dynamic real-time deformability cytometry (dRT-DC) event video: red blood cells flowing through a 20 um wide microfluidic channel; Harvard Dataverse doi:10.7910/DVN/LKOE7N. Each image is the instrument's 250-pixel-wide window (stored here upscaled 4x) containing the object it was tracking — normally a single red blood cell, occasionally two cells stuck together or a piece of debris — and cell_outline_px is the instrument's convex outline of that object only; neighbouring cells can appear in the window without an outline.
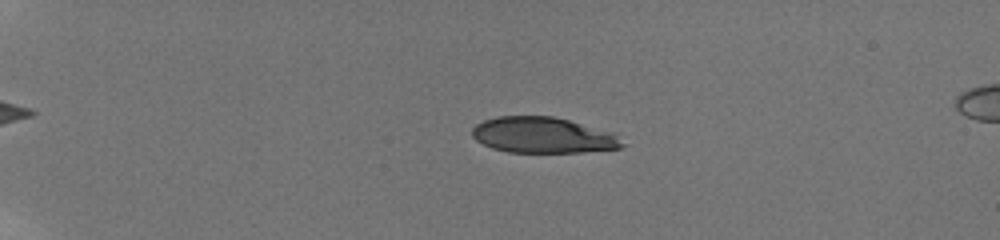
{"species": "human", "species_latin": "Homo sapiens", "temperature_condition": "room temperature", "stored_images_in_passage": 44, "camera_frame_rate_fps": 3000, "um_per_image_px": 0.085, "donor": {"sex": "male"}, "frame": {"image": 1, "passage_image": 30, "time_ms": 5.0, "image_size_px": [1000, 240], "cell_outline_px": [[628, 144], [620, 148], [584, 152], [508, 152], [492, 148], [476, 140], [472, 136], [472, 128], [476, 124], [484, 120], [496, 116], [552, 116], [568, 120], [612, 132]], "centroid_in_image_um": [46.16, 11.49], "position_along_channel_um": 38.8, "area_um2": 31.39}}